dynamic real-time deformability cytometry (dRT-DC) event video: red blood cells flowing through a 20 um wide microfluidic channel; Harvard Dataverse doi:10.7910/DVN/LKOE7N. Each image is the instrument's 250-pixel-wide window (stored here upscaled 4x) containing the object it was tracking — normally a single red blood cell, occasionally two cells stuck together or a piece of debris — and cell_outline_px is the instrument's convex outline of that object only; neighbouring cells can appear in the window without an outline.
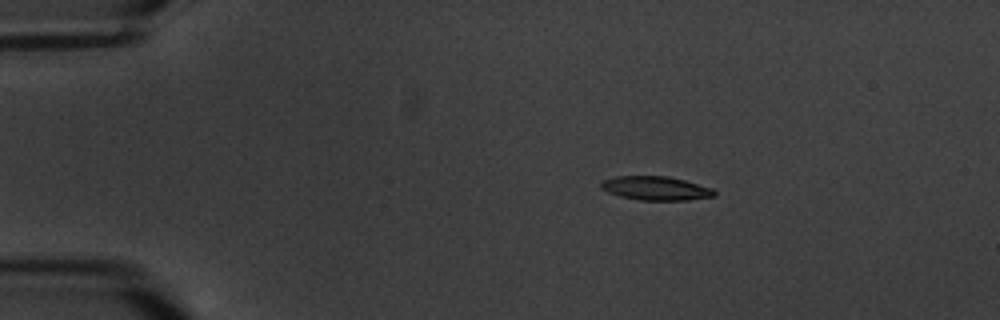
{"species": "common noctule bat (a hibernating species)", "species_latin": "Nyctalus noctula", "temperature_condition": "warm", "stored_images_in_passage": 5, "camera_frame_rate_fps": 3000, "um_per_image_px": 0.085, "animal": {"sex": "male", "body_mass_g": 20.1, "forearm_length_mm": 53.5}, "frame": {"image": 1, "passage_image": 3, "time_ms": 2.333, "image_size_px": [1000, 320], "cell_outline_px": [[716, 196], [688, 200], [640, 200], [620, 196], [608, 192], [600, 188], [600, 180], [616, 176], [668, 176], [684, 180], [712, 188], [716, 192]], "centroid_in_image_um": [55.72, 16.0], "position_along_channel_um": 29.3, "area_um2": 15.84}}